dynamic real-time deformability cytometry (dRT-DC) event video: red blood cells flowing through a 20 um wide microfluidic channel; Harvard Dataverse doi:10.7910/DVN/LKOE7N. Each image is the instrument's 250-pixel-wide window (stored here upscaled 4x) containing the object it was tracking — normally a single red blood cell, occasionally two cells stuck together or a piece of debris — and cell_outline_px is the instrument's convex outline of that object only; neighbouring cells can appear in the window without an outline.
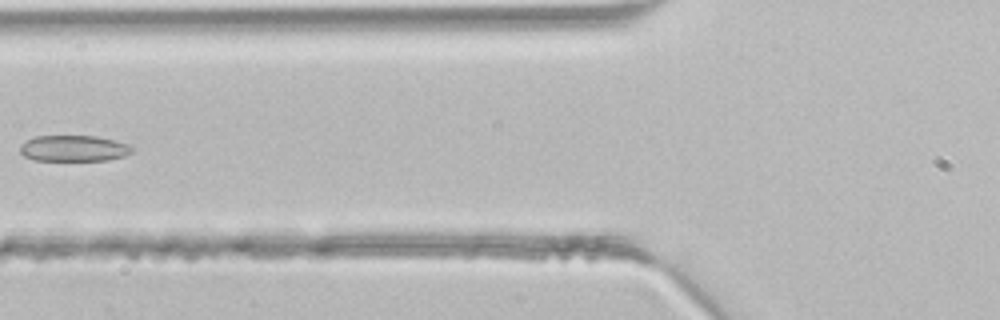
{"species": "common noctule bat (a hibernating species)", "species_latin": "Nyctalus noctula", "temperature_condition": "room temperature", "stored_images_in_passage": 4, "camera_frame_rate_fps": 3000, "um_per_image_px": 0.085, "animal": {"sex": "male", "body_mass_g": 21.5, "forearm_length_mm": 52.0}, "frame": {"image": 1, "passage_image": 4, "time_ms": 1.0, "image_size_px": [1000, 320], "cell_outline_px": [[132, 152], [124, 156], [108, 160], [36, 160], [24, 156], [20, 152], [20, 144], [36, 136], [96, 136], [116, 140], [128, 144], [132, 148]], "centroid_in_image_um": [6.28, 12.61], "position_along_channel_um": 119.5, "area_um2": 16.94}}